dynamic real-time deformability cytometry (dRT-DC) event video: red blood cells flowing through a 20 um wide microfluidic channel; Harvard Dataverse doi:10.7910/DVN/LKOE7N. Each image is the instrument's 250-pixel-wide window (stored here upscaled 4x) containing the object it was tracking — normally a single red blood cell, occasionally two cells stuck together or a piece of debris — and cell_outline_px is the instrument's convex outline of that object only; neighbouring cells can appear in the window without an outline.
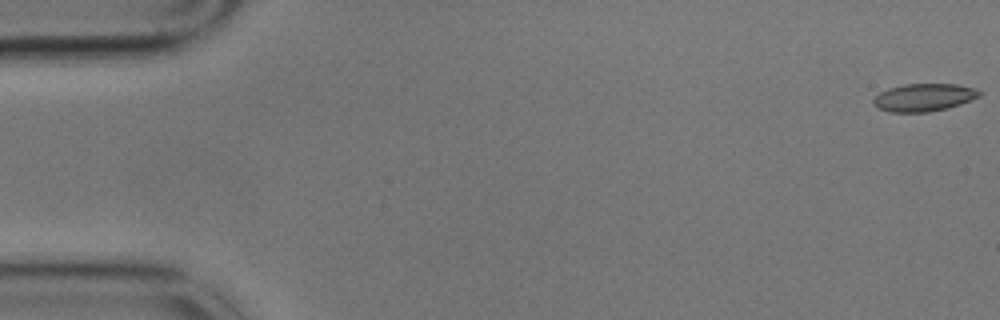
{"species": "common noctule bat (a hibernating species)", "species_latin": "Nyctalus noctula", "temperature_condition": "cold", "stored_images_in_passage": 59, "camera_frame_rate_fps": 3000, "um_per_image_px": 0.085, "animal": {"sex": "male", "body_mass_g": 17.9}, "frame": {"image": 1, "passage_image": 1, "time_ms": 0.0, "image_size_px": [1000, 320], "cell_outline_px": [[980, 96], [960, 104], [948, 108], [928, 112], [888, 112], [876, 108], [872, 104], [872, 100], [880, 92], [888, 88], [904, 84], [956, 84], [976, 88], [980, 92]], "centroid_in_image_um": [78.49, 8.28], "position_along_channel_um": 6.5, "area_um2": 17.22}}
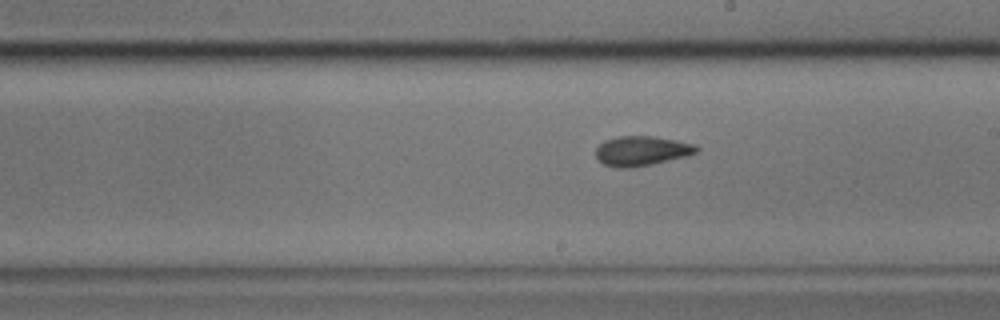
{"frame": {"image": 2, "passage_image": 33, "time_ms": 10.667, "image_size_px": [1000, 320], "cell_outline_px": [[700, 152], [652, 164], [632, 168], [616, 168], [604, 164], [596, 156], [596, 148], [604, 140], [620, 136], [652, 136], [676, 140], [696, 144], [700, 148]], "centroid_in_image_um": [54.56, 12.82], "position_along_channel_um": 234.4, "area_um2": 17.46}}
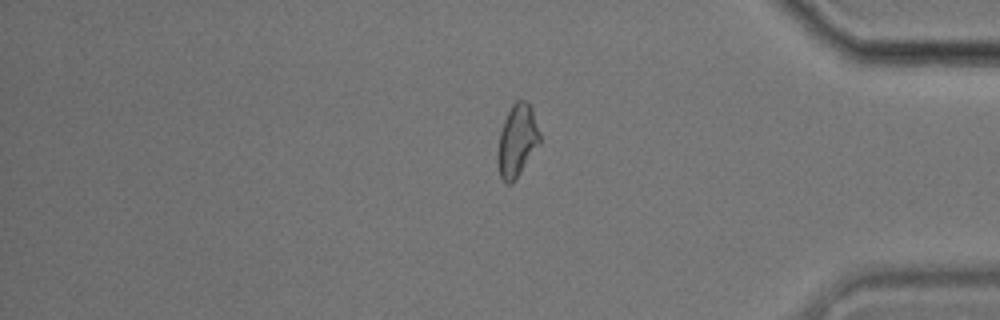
{"frame": {"image": 3, "passage_image": 49, "time_ms": 16.0, "image_size_px": [1000, 320], "cell_outline_px": [[540, 144], [516, 180], [512, 184], [508, 184], [500, 176], [496, 160], [496, 152], [500, 132], [504, 120], [512, 104], [516, 100], [524, 100], [532, 108], [540, 132]], "centroid_in_image_um": [43.95, 11.99], "position_along_channel_um": 391.3, "area_um2": 18.03}, "authors_computed_cell_mechanics": {"area_um2": 17.3978, "velocity_mm_per_s": 3.4039, "shape_relaxation_time_tau1_ms": 4.7628, "shape_relaxation_time_tau2_ms": 2.1294, "deformation_change_tau1": 0.1425, "deformation_change_tau2": 0.0719}}